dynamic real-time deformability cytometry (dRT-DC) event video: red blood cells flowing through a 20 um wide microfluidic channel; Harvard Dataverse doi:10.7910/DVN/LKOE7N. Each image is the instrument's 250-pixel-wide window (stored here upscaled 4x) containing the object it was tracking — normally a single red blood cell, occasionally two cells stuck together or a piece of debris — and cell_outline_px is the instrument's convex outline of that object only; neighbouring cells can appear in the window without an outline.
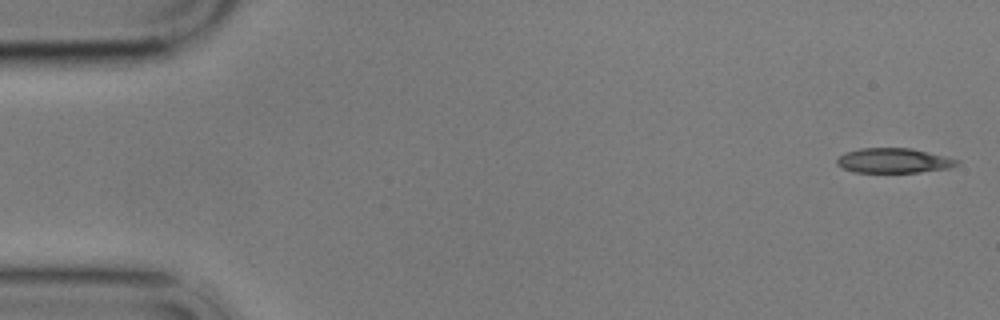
{"species": "common noctule bat (a hibernating species)", "species_latin": "Nyctalus noctula", "temperature_condition": "cold", "stored_images_in_passage": 5, "camera_frame_rate_fps": 3000, "um_per_image_px": 0.085, "animal": {"sex": "male", "body_mass_g": 17.9}, "frame": {"image": 1, "passage_image": 1, "time_ms": 0.0, "image_size_px": [1000, 320], "cell_outline_px": [[960, 164], [948, 168], [920, 172], [852, 172], [836, 164], [836, 160], [844, 152], [860, 148], [912, 148], [960, 160]], "centroid_in_image_um": [75.95, 13.65], "position_along_channel_um": 9.0, "area_um2": 17.34}}
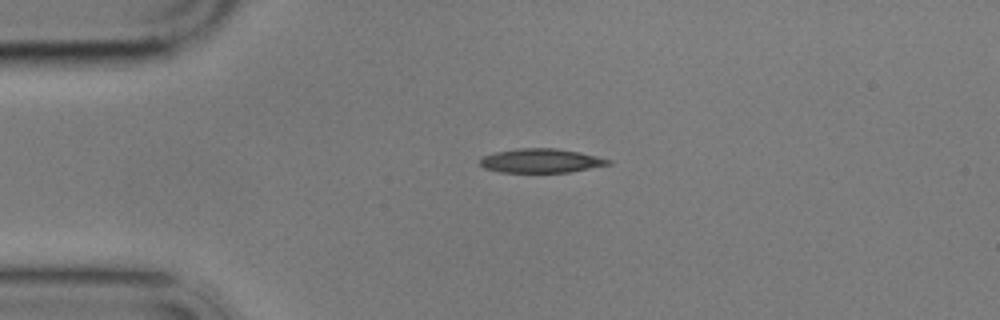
{"frame": {"image": 2, "passage_image": 3, "time_ms": 3.667, "image_size_px": [1000, 320], "cell_outline_px": [[612, 164], [568, 172], [500, 172], [484, 168], [480, 164], [480, 156], [496, 152], [516, 148], [556, 148], [580, 152], [612, 160]], "centroid_in_image_um": [45.97, 13.65], "position_along_channel_um": 39.0, "area_um2": 18.03}}
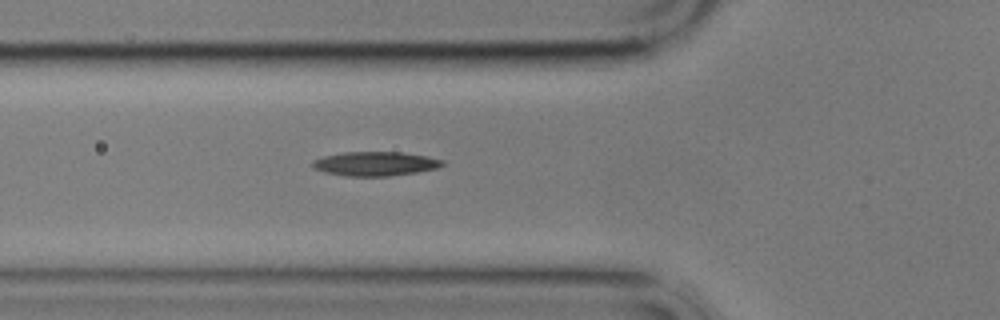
{"frame": {"image": 3, "passage_image": 5, "time_ms": 6.0, "image_size_px": [1000, 320], "cell_outline_px": [[444, 164], [440, 168], [416, 172], [388, 176], [344, 176], [324, 172], [312, 168], [312, 160], [324, 156], [344, 152], [400, 152], [428, 156], [444, 160]], "centroid_in_image_um": [31.9, 13.92], "position_along_channel_um": 93.9, "area_um2": 18.44}}